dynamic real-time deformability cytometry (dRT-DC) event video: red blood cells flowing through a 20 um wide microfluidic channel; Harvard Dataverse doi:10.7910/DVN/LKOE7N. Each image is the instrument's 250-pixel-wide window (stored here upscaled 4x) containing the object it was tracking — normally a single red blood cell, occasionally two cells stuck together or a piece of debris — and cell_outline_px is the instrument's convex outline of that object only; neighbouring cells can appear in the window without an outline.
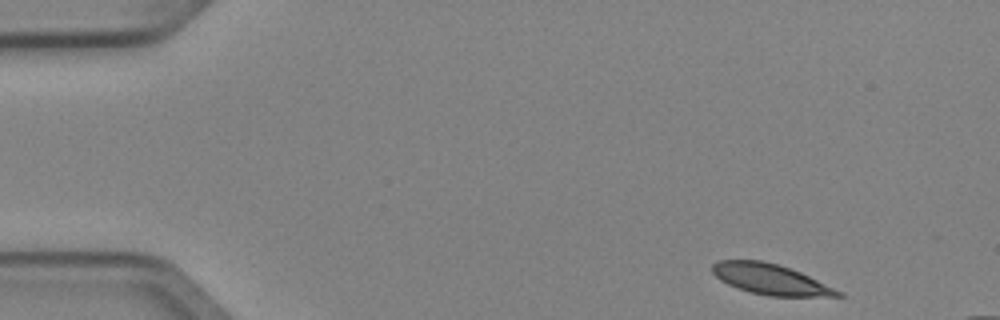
{"species": "Egyptian fruit bat (a non-hibernating species)", "species_latin": "Rousettus aegyptiacus", "temperature_condition": "cold", "stored_images_in_passage": 4, "camera_frame_rate_fps": 3000, "um_per_image_px": 0.085, "animal": {"sex": "female"}, "frame": {"image": 1, "passage_image": 1, "time_ms": 0.0, "image_size_px": [1000, 320], "cell_outline_px": [[844, 296], [768, 296], [752, 292], [728, 284], [720, 280], [712, 272], [712, 264], [720, 260], [764, 260], [800, 272], [844, 292]], "centroid_in_image_um": [65.5, 23.73], "position_along_channel_um": 19.5, "area_um2": 22.08}}